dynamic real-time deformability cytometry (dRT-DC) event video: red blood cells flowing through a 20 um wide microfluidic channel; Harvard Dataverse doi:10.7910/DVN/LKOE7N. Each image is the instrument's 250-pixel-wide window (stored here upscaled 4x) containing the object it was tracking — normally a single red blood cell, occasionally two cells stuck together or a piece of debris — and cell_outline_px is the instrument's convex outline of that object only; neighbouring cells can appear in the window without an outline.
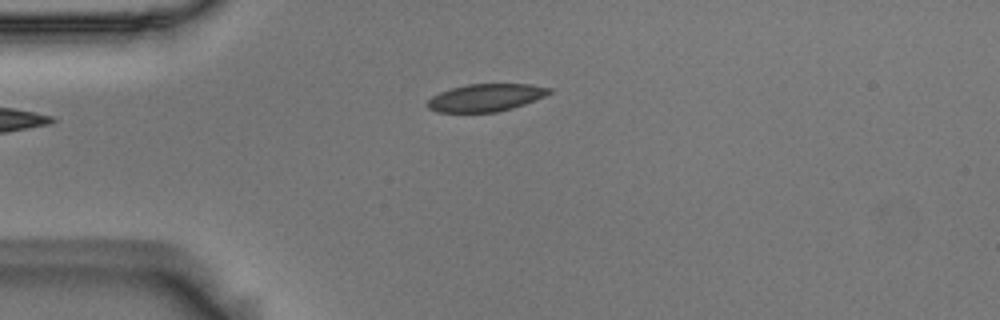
{"species": "Egyptian fruit bat (a non-hibernating species)", "species_latin": "Rousettus aegyptiacus", "temperature_condition": "room temperature", "stored_images_in_passage": 10, "camera_frame_rate_fps": 3000, "um_per_image_px": 0.085, "animal": {"sex": "male"}, "frame": {"image": 1, "passage_image": 3, "time_ms": 0.667, "image_size_px": [1000, 320], "cell_outline_px": [[552, 92], [544, 96], [524, 104], [512, 108], [496, 112], [436, 112], [428, 108], [428, 100], [432, 96], [440, 92], [452, 88], [468, 84], [528, 84], [552, 88]], "centroid_in_image_um": [41.29, 8.3], "position_along_channel_um": 43.7, "area_um2": 19.36}}
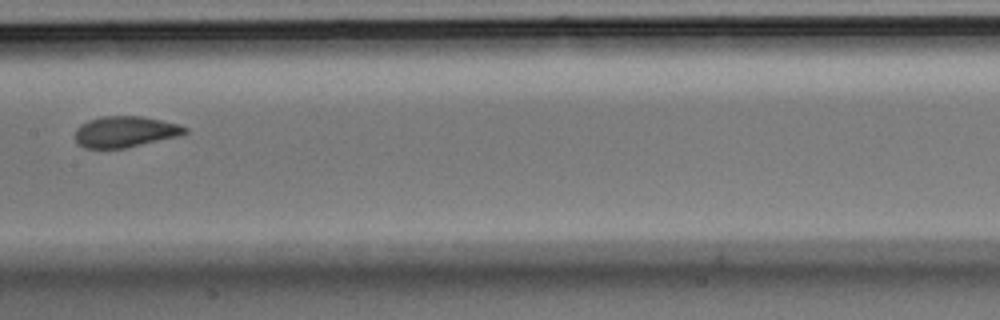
{"frame": {"image": 2, "passage_image": 7, "time_ms": 2.0, "image_size_px": [1000, 320], "cell_outline_px": [[188, 132], [176, 136], [124, 148], [84, 148], [76, 144], [76, 128], [80, 124], [88, 120], [100, 116], [144, 116], [180, 124], [188, 128]], "centroid_in_image_um": [10.61, 11.18], "position_along_channel_um": 196.8, "area_um2": 19.88}}
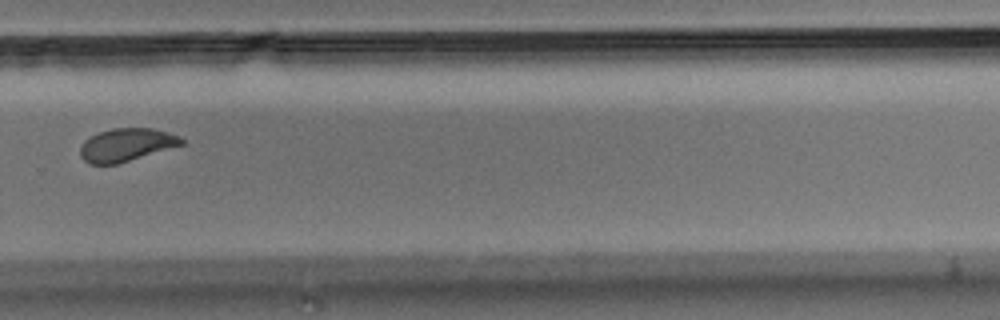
{"frame": {"image": 3, "passage_image": 10, "time_ms": 3.0, "image_size_px": [1000, 320], "cell_outline_px": [[184, 144], [116, 164], [88, 164], [80, 156], [80, 144], [84, 140], [100, 132], [112, 128], [152, 128], [168, 132], [180, 136], [184, 140]], "centroid_in_image_um": [10.72, 12.3], "position_along_channel_um": 319.1, "area_um2": 19.36}}